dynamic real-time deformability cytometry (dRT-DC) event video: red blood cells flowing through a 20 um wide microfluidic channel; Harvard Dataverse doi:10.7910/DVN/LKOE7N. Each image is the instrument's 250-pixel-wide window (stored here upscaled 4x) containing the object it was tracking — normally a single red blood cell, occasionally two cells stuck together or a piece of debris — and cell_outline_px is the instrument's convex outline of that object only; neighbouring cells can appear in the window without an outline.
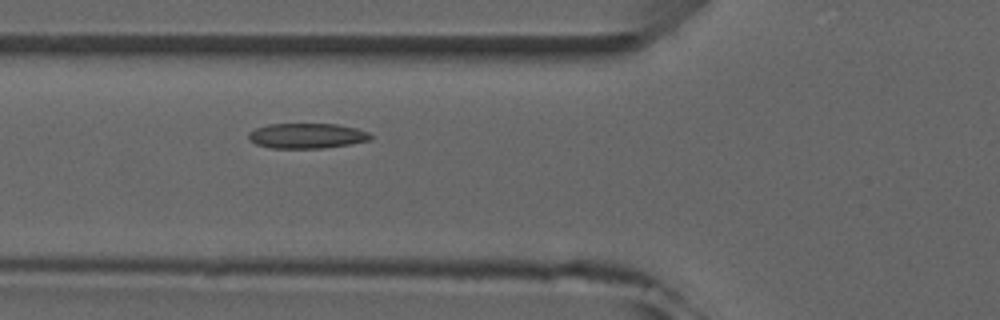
{"species": "common noctule bat (a hibernating species)", "species_latin": "Nyctalus noctula", "temperature_condition": "room temperature", "stored_images_in_passage": 3, "camera_frame_rate_fps": 3000, "um_per_image_px": 0.085, "animal": {"sex": "male", "forearm_length_mm": 52.5}, "frame": {"image": 1, "passage_image": 3, "time_ms": 2.333, "image_size_px": [1000, 320], "cell_outline_px": [[372, 140], [324, 148], [268, 148], [256, 144], [248, 140], [248, 132], [256, 128], [268, 124], [336, 124], [356, 128], [368, 132], [372, 136]], "centroid_in_image_um": [26.06, 11.54], "position_along_channel_um": 99.7, "area_um2": 17.98}}